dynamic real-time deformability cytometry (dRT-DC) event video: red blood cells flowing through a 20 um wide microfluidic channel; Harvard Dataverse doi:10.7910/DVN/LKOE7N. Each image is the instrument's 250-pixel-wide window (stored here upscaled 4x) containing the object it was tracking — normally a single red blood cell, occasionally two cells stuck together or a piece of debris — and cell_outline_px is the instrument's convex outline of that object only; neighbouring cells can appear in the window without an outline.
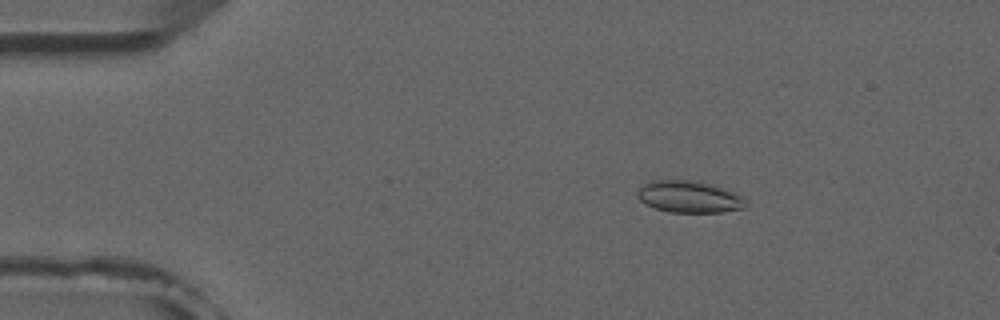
{"species": "common noctule bat (a hibernating species)", "species_latin": "Nyctalus noctula", "temperature_condition": "room temperature", "stored_images_in_passage": 5, "camera_frame_rate_fps": 3000, "um_per_image_px": 0.085, "animal": {"sex": "male", "forearm_length_mm": 52.5}, "frame": {"image": 1, "passage_image": 3, "time_ms": 2.333, "image_size_px": [1000, 320], "cell_outline_px": [[748, 200], [744, 208], [720, 212], [668, 212], [644, 204], [640, 200], [636, 192], [644, 184], [652, 180], [688, 180], [712, 184], [724, 188]], "centroid_in_image_um": [58.57, 16.73], "position_along_channel_um": 26.4, "area_um2": 20.0}}
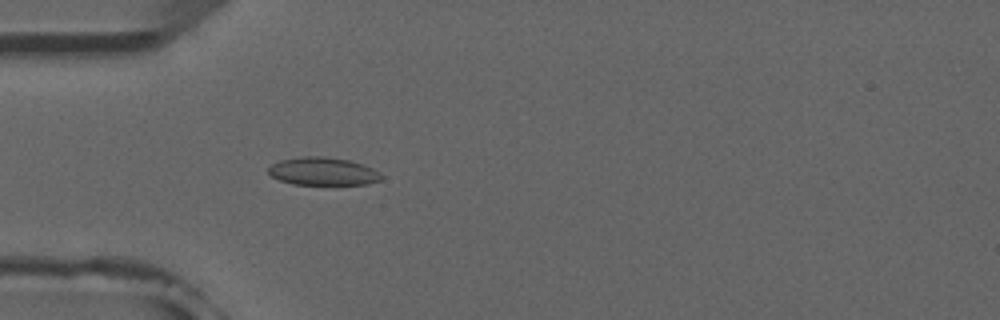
{"frame": {"image": 2, "passage_image": 5, "time_ms": 4.667, "image_size_px": [1000, 320], "cell_outline_px": [[384, 176], [380, 180], [368, 184], [292, 184], [280, 180], [272, 176], [268, 172], [268, 168], [272, 164], [280, 160], [300, 156], [324, 156], [348, 160], [372, 168], [380, 172]], "centroid_in_image_um": [27.45, 14.56], "position_along_channel_um": 57.6, "area_um2": 18.32}}